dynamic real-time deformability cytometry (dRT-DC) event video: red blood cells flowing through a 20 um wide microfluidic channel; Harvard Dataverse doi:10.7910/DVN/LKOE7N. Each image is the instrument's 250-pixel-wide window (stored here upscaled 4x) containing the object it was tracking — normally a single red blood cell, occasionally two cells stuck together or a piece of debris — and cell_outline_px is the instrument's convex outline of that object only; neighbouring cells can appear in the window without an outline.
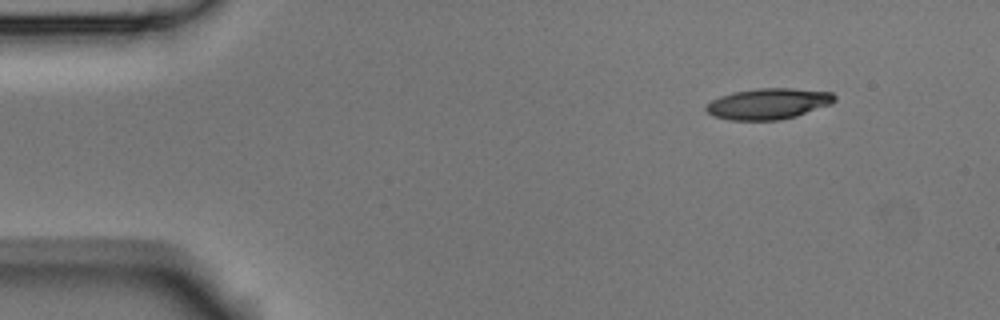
{"species": "Egyptian fruit bat (a non-hibernating species)", "species_latin": "Rousettus aegyptiacus", "temperature_condition": "room temperature", "stored_images_in_passage": 4, "camera_frame_rate_fps": 3000, "um_per_image_px": 0.085, "animal": {"sex": "male"}, "frame": {"image": 1, "passage_image": 1, "time_ms": 0.0, "image_size_px": [1000, 320], "cell_outline_px": [[836, 100], [832, 104], [796, 116], [780, 120], [732, 120], [712, 116], [704, 108], [704, 104], [720, 96], [732, 92], [756, 88], [792, 88], [832, 92], [836, 96]], "centroid_in_image_um": [65.3, 8.81], "position_along_channel_um": 19.7, "area_um2": 23.41}}